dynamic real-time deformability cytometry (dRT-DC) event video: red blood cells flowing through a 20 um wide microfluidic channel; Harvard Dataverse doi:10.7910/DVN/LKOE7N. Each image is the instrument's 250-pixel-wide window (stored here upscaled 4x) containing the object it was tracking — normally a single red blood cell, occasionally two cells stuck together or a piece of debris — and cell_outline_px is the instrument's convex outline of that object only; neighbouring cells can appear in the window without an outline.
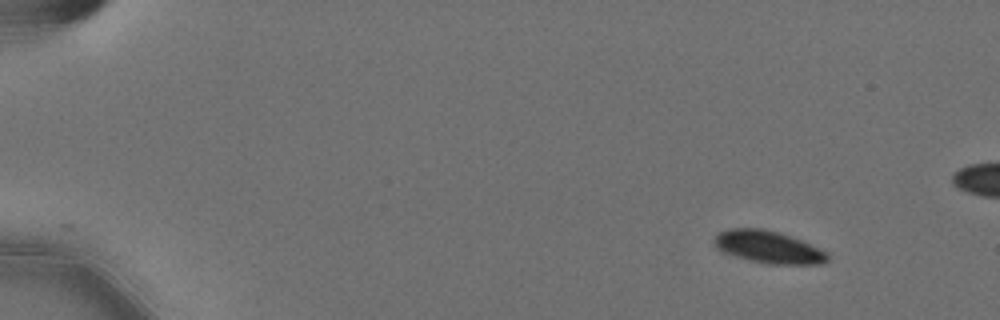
{"species": "Egyptian fruit bat (a non-hibernating species)", "species_latin": "Rousettus aegyptiacus", "temperature_condition": "cold", "stored_images_in_passage": 15, "camera_frame_rate_fps": 3000, "um_per_image_px": 0.085, "animal": {"sex": "female"}, "frame": {"image": 1, "passage_image": 1, "time_ms": 0.0, "image_size_px": [1000, 320], "cell_outline_px": [[828, 260], [820, 264], [768, 264], [752, 260], [716, 248], [712, 240], [720, 232], [728, 228], [764, 228], [780, 232], [800, 240], [828, 252]], "centroid_in_image_um": [65.33, 20.98], "position_along_channel_um": 19.7, "area_um2": 21.04}}